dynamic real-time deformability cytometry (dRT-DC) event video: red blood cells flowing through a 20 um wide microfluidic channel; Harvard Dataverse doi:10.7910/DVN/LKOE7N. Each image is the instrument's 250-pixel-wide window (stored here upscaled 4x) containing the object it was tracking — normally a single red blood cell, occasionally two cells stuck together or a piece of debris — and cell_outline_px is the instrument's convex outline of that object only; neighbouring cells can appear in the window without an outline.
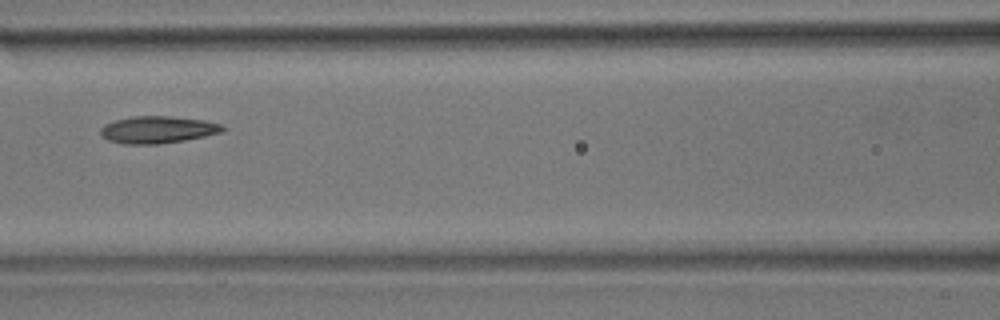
{"species": "common noctule bat (a hibernating species)", "species_latin": "Nyctalus noctula", "temperature_condition": "room temperature", "stored_images_in_passage": 6, "camera_frame_rate_fps": 3000, "um_per_image_px": 0.085, "animal": {"sex": "male", "body_mass_g": 17.9}, "frame": {"image": 1, "passage_image": 6, "time_ms": 1.667, "image_size_px": [1000, 320], "cell_outline_px": [[224, 128], [220, 132], [204, 136], [184, 140], [156, 144], [124, 144], [108, 140], [100, 136], [100, 128], [104, 124], [116, 120], [132, 116], [168, 116], [204, 120], [220, 124]], "centroid_in_image_um": [13.33, 11.02], "position_along_channel_um": 153.3, "area_um2": 19.13}}